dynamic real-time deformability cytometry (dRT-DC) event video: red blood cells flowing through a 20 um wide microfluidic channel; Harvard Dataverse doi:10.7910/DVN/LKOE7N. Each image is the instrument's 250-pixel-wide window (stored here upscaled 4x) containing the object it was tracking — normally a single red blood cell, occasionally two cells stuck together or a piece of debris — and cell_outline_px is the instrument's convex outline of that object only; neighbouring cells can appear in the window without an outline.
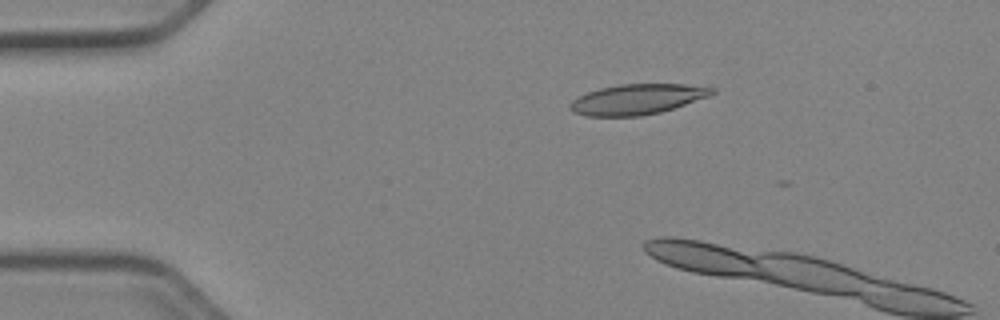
{"species": "Egyptian fruit bat (a non-hibernating species)", "species_latin": "Rousettus aegyptiacus", "temperature_condition": "cold", "stored_images_in_passage": 13, "camera_frame_rate_fps": 3000, "um_per_image_px": 0.085, "animal": {"sex": "female"}, "frame": {"image": 1, "passage_image": 10, "time_ms": 3.0, "image_size_px": [1000, 320], "cell_outline_px": [[716, 92], [708, 96], [660, 112], [640, 116], [588, 116], [572, 112], [568, 108], [568, 104], [572, 100], [588, 92], [600, 88], [620, 84], [684, 84], [716, 88]], "centroid_in_image_um": [54.12, 8.43], "position_along_channel_um": 30.9, "area_um2": 24.91}}